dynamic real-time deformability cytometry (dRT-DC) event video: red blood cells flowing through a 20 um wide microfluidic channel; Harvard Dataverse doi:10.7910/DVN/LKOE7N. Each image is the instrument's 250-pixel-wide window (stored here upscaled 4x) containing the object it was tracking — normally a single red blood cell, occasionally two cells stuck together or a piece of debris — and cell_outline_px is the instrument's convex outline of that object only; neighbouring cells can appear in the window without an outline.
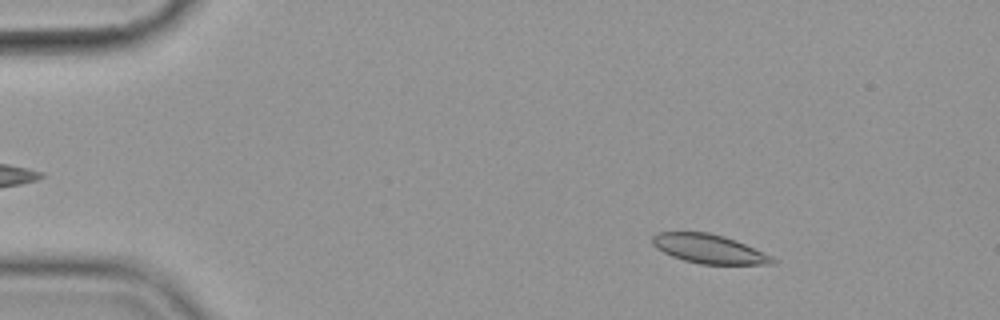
{"species": "common noctule bat (a hibernating species)", "species_latin": "Nyctalus noctula", "temperature_condition": "cold", "stored_images_in_passage": 56, "camera_frame_rate_fps": 3000, "um_per_image_px": 0.085, "animal": {"sex": "female", "body_mass_g": 19.9}, "frame": {"image": 1, "passage_image": 8, "time_ms": 2.333, "image_size_px": [1000, 320], "cell_outline_px": [[776, 260], [772, 264], [700, 264], [684, 260], [672, 256], [656, 248], [652, 244], [652, 236], [656, 232], [708, 232], [724, 236], [736, 240], [772, 256]], "centroid_in_image_um": [60.24, 21.15], "position_along_channel_um": 24.8, "area_um2": 20.23}}
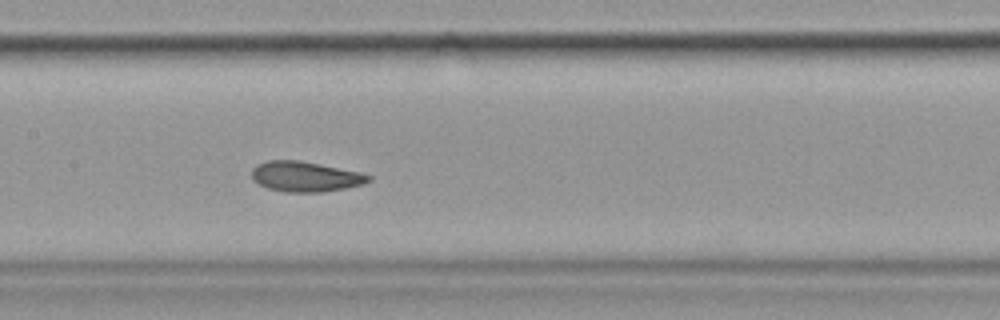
{"frame": {"image": 2, "passage_image": 28, "time_ms": 9.0, "image_size_px": [1000, 320], "cell_outline_px": [[372, 180], [364, 184], [324, 192], [284, 192], [268, 188], [252, 180], [252, 168], [256, 164], [268, 160], [300, 160], [360, 172], [372, 176]], "centroid_in_image_um": [25.95, 15.0], "position_along_channel_um": 181.4, "area_um2": 20.69}}
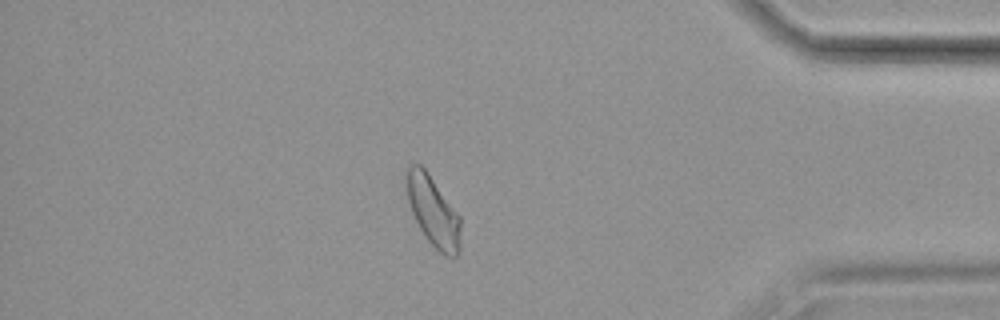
{"frame": {"image": 3, "passage_image": 49, "time_ms": 16.0, "image_size_px": [1000, 320], "cell_outline_px": [[460, 252], [456, 256], [444, 256], [428, 240], [420, 228], [412, 212], [404, 188], [404, 168], [412, 164], [420, 164], [424, 168], [460, 216]], "centroid_in_image_um": [36.77, 17.91], "position_along_channel_um": 398.4, "area_um2": 22.2}, "authors_computed_cell_mechanics": {"area_um2": 20.9814, "velocity_mm_per_s": 3.5378, "shape_relaxation_time_tau1_ms": 3.4212, "shape_relaxation_time_tau2_ms": 3.5195, "deformation_change_tau1": 0.1164, "deformation_change_tau2": 0.0309}}